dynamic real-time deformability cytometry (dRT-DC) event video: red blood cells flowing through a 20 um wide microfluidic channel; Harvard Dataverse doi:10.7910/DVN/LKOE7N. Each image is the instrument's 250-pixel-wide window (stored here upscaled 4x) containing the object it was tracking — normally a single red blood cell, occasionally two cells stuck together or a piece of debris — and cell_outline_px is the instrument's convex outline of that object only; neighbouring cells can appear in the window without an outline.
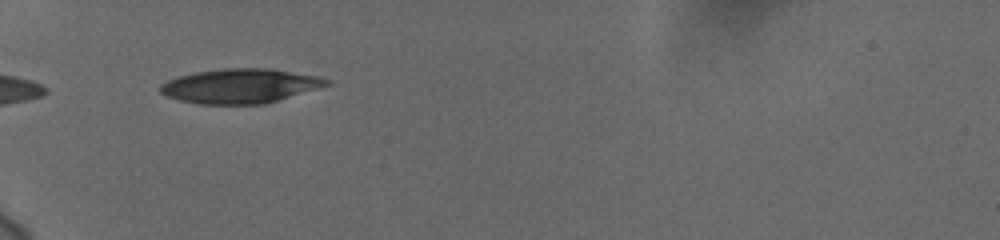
{"species": "human", "species_latin": "Homo sapiens", "temperature_condition": "cold", "stored_images_in_passage": 37, "camera_frame_rate_fps": 3000, "um_per_image_px": 0.085, "donor": {"sex": "female"}, "frame": {"image": 1, "passage_image": 1, "time_ms": 0.0, "image_size_px": [1000, 240], "cell_outline_px": [[332, 84], [264, 104], [196, 104], [180, 100], [168, 96], [160, 92], [160, 84], [168, 80], [180, 76], [196, 72], [224, 68], [268, 68], [316, 76], [332, 80]], "centroid_in_image_um": [20.42, 7.31], "position_along_channel_um": 64.6, "area_um2": 33.18}}
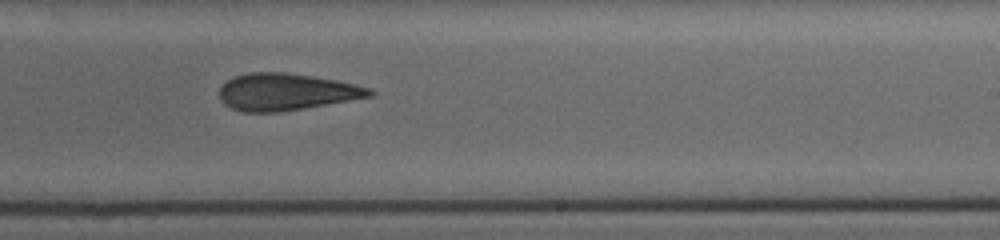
{"frame": {"image": 2, "passage_image": 18, "time_ms": 5.667, "image_size_px": [1000, 240], "cell_outline_px": [[376, 92], [372, 96], [280, 112], [244, 112], [232, 108], [224, 104], [220, 100], [220, 88], [228, 80], [236, 76], [252, 72], [284, 72], [312, 76], [336, 80], [372, 88]], "centroid_in_image_um": [24.33, 7.81], "position_along_channel_um": 264.7, "area_um2": 32.08}}
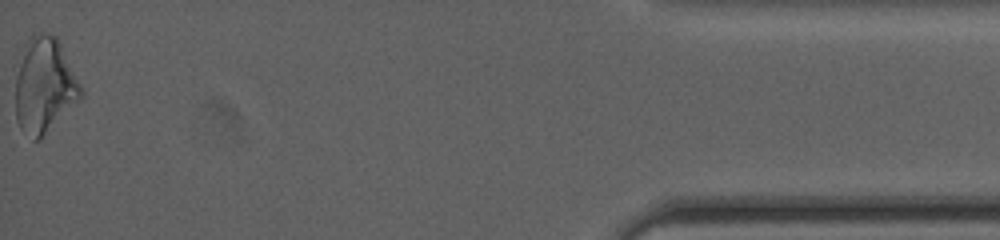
{"frame": {"image": 3, "passage_image": 37, "time_ms": 12.0, "image_size_px": [1000, 240], "cell_outline_px": [[84, 96], [80, 100], [36, 140], [32, 140], [20, 128], [16, 120], [16, 76], [24, 44], [28, 36], [32, 32], [56, 36], [60, 40], [84, 88]], "centroid_in_image_um": [3.81, 7.2], "position_along_channel_um": 431.4, "area_um2": 36.53}, "authors_computed_cell_mechanics": {"area_um2": 33.235, "velocity_mm_per_s": 3.744, "shape_relaxation_time_tau1_ms": 6.5885, "shape_relaxation_time_tau2_ms": 4.1601, "deformation_change_tau1": 0.1637, "deformation_change_tau2": 0.1374}}